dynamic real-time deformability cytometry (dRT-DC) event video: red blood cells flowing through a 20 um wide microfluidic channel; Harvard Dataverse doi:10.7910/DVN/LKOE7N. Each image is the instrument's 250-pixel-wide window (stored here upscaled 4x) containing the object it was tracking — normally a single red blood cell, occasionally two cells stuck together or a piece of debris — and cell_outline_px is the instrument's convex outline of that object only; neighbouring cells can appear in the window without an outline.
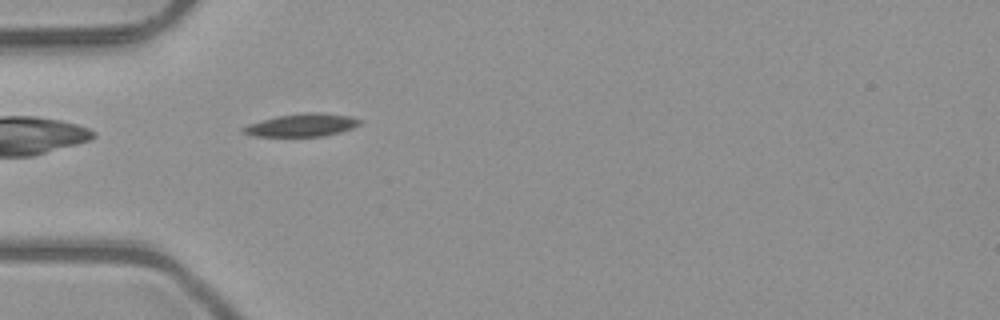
{"species": "common noctule bat (a hibernating species)", "species_latin": "Nyctalus noctula", "temperature_condition": "room temperature", "stored_images_in_passage": 2, "camera_frame_rate_fps": 3000, "um_per_image_px": 0.085, "animal": {"sex": "male", "body_mass_g": 23.1, "forearm_length_mm": 52.7}, "frame": {"image": 1, "passage_image": 2, "time_ms": 0.333, "image_size_px": [1000, 320], "cell_outline_px": [[364, 120], [360, 124], [352, 128], [340, 132], [324, 136], [252, 136], [240, 132], [240, 128], [248, 124], [276, 116], [304, 112], [320, 112], [352, 116]], "centroid_in_image_um": [25.66, 10.62], "position_along_channel_um": 59.3, "area_um2": 15.78}}